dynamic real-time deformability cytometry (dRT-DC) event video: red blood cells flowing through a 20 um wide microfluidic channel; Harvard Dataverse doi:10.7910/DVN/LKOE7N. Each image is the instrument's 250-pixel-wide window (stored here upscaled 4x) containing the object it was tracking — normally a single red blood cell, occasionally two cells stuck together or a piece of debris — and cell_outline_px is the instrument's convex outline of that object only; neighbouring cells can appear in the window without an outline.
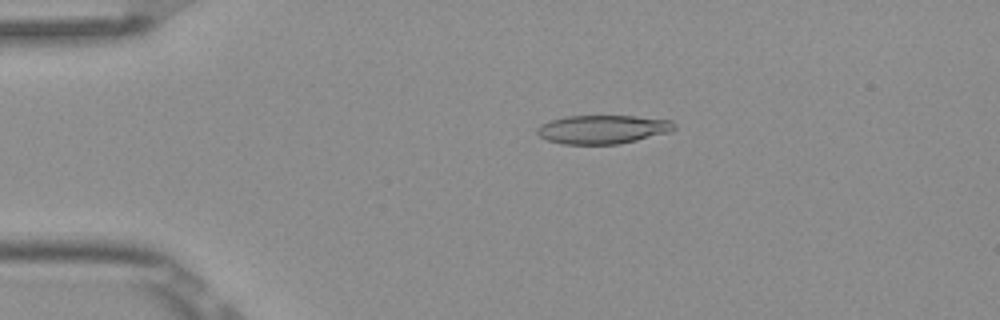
{"species": "Egyptian fruit bat (a non-hibernating species)", "species_latin": "Rousettus aegyptiacus", "temperature_condition": "room temperature", "stored_images_in_passage": 8, "camera_frame_rate_fps": 3000, "um_per_image_px": 0.085, "frame": {"image": 1, "passage_image": 3, "time_ms": 0.667, "image_size_px": [1000, 320], "cell_outline_px": [[676, 128], [672, 132], [620, 144], [564, 144], [548, 140], [540, 136], [536, 132], [536, 128], [540, 124], [552, 120], [568, 116], [636, 116], [672, 120], [676, 124]], "centroid_in_image_um": [51.28, 10.99], "position_along_channel_um": 33.7, "area_um2": 23.06}}
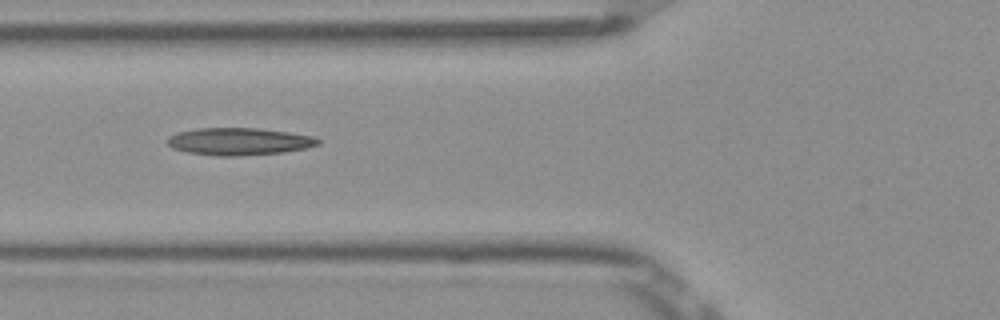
{"frame": {"image": 2, "passage_image": 5, "time_ms": 1.333, "image_size_px": [1000, 320], "cell_outline_px": [[320, 144], [308, 148], [284, 152], [236, 156], [216, 156], [188, 152], [172, 148], [168, 144], [168, 136], [176, 132], [196, 128], [256, 128], [288, 132], [312, 136], [320, 140]], "centroid_in_image_um": [20.31, 12.02], "position_along_channel_um": 105.5, "area_um2": 24.04}}
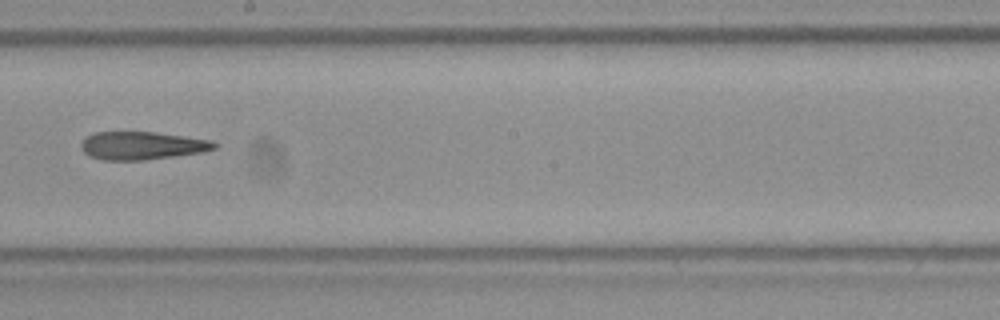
{"frame": {"image": 3, "passage_image": 8, "time_ms": 2.333, "image_size_px": [1000, 320], "cell_outline_px": [[220, 144], [216, 148], [204, 152], [144, 160], [104, 160], [88, 156], [80, 148], [80, 144], [92, 132], [156, 132], [212, 140]], "centroid_in_image_um": [12.09, 12.38], "position_along_channel_um": 236.1, "area_um2": 21.91}}